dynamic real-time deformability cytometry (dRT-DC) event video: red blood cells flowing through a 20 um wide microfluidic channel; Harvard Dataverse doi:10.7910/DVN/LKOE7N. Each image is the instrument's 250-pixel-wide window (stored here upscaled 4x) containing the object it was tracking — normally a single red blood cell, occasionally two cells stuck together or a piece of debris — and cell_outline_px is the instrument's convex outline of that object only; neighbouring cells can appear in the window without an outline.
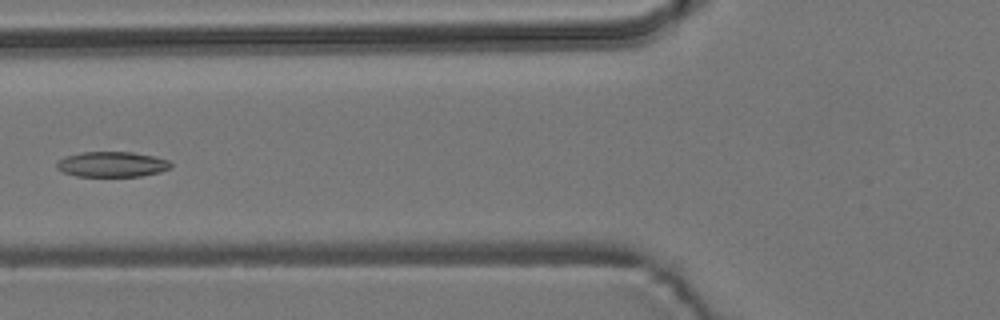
{"species": "common noctule bat (a hibernating species)", "species_latin": "Nyctalus noctula", "temperature_condition": "room temperature", "stored_images_in_passage": 5, "camera_frame_rate_fps": 3000, "um_per_image_px": 0.085, "animal": {"sex": "male", "body_mass_g": 19.2, "forearm_length_mm": 51.8}, "frame": {"image": 1, "passage_image": 5, "time_ms": 4.333, "image_size_px": [1000, 320], "cell_outline_px": [[172, 168], [160, 172], [140, 176], [76, 176], [64, 172], [56, 168], [56, 164], [64, 156], [84, 152], [132, 152], [152, 156], [168, 160], [172, 164]], "centroid_in_image_um": [9.53, 13.97], "position_along_channel_um": 116.3, "area_um2": 16.76}}